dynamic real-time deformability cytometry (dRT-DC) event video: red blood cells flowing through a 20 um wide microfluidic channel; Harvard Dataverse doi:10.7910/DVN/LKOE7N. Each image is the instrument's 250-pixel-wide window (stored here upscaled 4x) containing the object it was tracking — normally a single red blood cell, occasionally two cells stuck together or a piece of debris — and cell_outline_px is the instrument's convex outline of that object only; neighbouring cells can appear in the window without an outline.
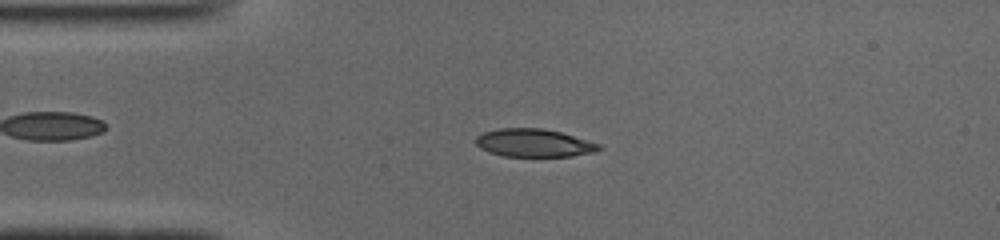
{"species": "common noctule bat (a hibernating species)", "species_latin": "Nyctalus noctula", "temperature_condition": "cold", "stored_images_in_passage": 49, "camera_frame_rate_fps": 3000, "um_per_image_px": 0.085, "animal": {"sex": "male", "body_mass_g": 19.0, "forearm_length_mm": 50.8}, "frame": {"image": 1, "passage_image": 10, "time_ms": 3.0, "image_size_px": [1000, 240], "cell_outline_px": [[604, 148], [596, 152], [572, 156], [504, 156], [488, 152], [480, 148], [476, 144], [476, 136], [484, 132], [500, 128], [540, 128], [560, 132], [600, 144]], "centroid_in_image_um": [45.39, 12.15], "position_along_channel_um": 39.6, "area_um2": 20.06}}
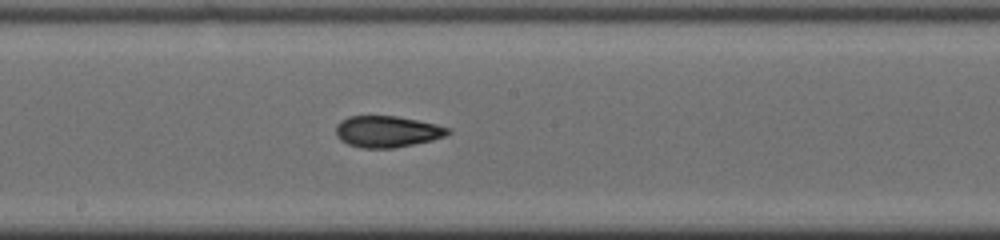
{"frame": {"image": 2, "passage_image": 25, "time_ms": 8.0, "image_size_px": [1000, 240], "cell_outline_px": [[452, 132], [444, 136], [432, 140], [396, 148], [364, 148], [348, 144], [340, 140], [336, 136], [336, 124], [340, 120], [348, 116], [396, 116], [436, 124], [452, 128]], "centroid_in_image_um": [32.9, 11.18], "position_along_channel_um": 215.3, "area_um2": 20.63}}
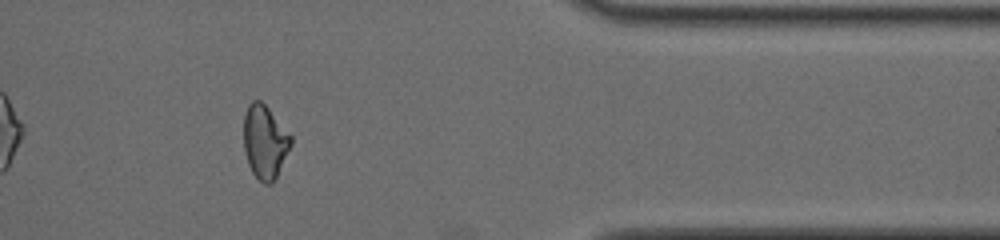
{"frame": {"image": 3, "passage_image": 40, "time_ms": 13.0, "image_size_px": [1000, 240], "cell_outline_px": [[292, 144], [272, 184], [264, 184], [252, 172], [248, 164], [244, 152], [244, 116], [248, 104], [252, 100], [260, 100], [268, 108], [292, 136]], "centroid_in_image_um": [22.5, 12.05], "position_along_channel_um": 388.9, "area_um2": 20.11}, "authors_computed_cell_mechanics": {"area_um2": 20.4612, "velocity_mm_per_s": 3.9434, "shape_relaxation_time_tau1_ms": 7.4619, "shape_relaxation_time_tau2_ms": 2.4579, "deformation_change_tau1": 0.2025, "deformation_change_tau2": 0.0812}}